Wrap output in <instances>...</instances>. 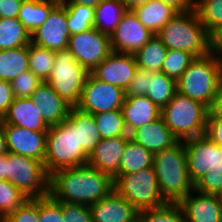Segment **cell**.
I'll return each instance as SVG.
<instances>
[{"mask_svg":"<svg viewBox=\"0 0 222 222\" xmlns=\"http://www.w3.org/2000/svg\"><path fill=\"white\" fill-rule=\"evenodd\" d=\"M113 190L114 179L87 164L60 169L49 175V195L63 203L90 206Z\"/></svg>","mask_w":222,"mask_h":222,"instance_id":"1","label":"cell"},{"mask_svg":"<svg viewBox=\"0 0 222 222\" xmlns=\"http://www.w3.org/2000/svg\"><path fill=\"white\" fill-rule=\"evenodd\" d=\"M153 169L160 194L167 203H178L194 190L188 168L184 141L154 153Z\"/></svg>","mask_w":222,"mask_h":222,"instance_id":"2","label":"cell"},{"mask_svg":"<svg viewBox=\"0 0 222 222\" xmlns=\"http://www.w3.org/2000/svg\"><path fill=\"white\" fill-rule=\"evenodd\" d=\"M156 36L167 49L184 50L196 58L210 54L208 31L195 9L178 12Z\"/></svg>","mask_w":222,"mask_h":222,"instance_id":"3","label":"cell"},{"mask_svg":"<svg viewBox=\"0 0 222 222\" xmlns=\"http://www.w3.org/2000/svg\"><path fill=\"white\" fill-rule=\"evenodd\" d=\"M176 81L177 92L210 108L222 86V60L210 54L196 58Z\"/></svg>","mask_w":222,"mask_h":222,"instance_id":"4","label":"cell"},{"mask_svg":"<svg viewBox=\"0 0 222 222\" xmlns=\"http://www.w3.org/2000/svg\"><path fill=\"white\" fill-rule=\"evenodd\" d=\"M88 154L78 144L77 129L68 119L47 131L44 167L48 175L64 168L83 166Z\"/></svg>","mask_w":222,"mask_h":222,"instance_id":"5","label":"cell"},{"mask_svg":"<svg viewBox=\"0 0 222 222\" xmlns=\"http://www.w3.org/2000/svg\"><path fill=\"white\" fill-rule=\"evenodd\" d=\"M209 108L177 92L161 109V117L172 134L181 141L205 135Z\"/></svg>","mask_w":222,"mask_h":222,"instance_id":"6","label":"cell"},{"mask_svg":"<svg viewBox=\"0 0 222 222\" xmlns=\"http://www.w3.org/2000/svg\"><path fill=\"white\" fill-rule=\"evenodd\" d=\"M5 180L29 198L49 194V175L44 163L37 159L8 152L5 154Z\"/></svg>","mask_w":222,"mask_h":222,"instance_id":"7","label":"cell"},{"mask_svg":"<svg viewBox=\"0 0 222 222\" xmlns=\"http://www.w3.org/2000/svg\"><path fill=\"white\" fill-rule=\"evenodd\" d=\"M114 190L138 211L157 208L167 203L160 194L153 166L139 172L119 174L114 179Z\"/></svg>","mask_w":222,"mask_h":222,"instance_id":"8","label":"cell"},{"mask_svg":"<svg viewBox=\"0 0 222 222\" xmlns=\"http://www.w3.org/2000/svg\"><path fill=\"white\" fill-rule=\"evenodd\" d=\"M89 74L68 49H63L56 51L52 72L46 82L66 103L76 107Z\"/></svg>","mask_w":222,"mask_h":222,"instance_id":"9","label":"cell"},{"mask_svg":"<svg viewBox=\"0 0 222 222\" xmlns=\"http://www.w3.org/2000/svg\"><path fill=\"white\" fill-rule=\"evenodd\" d=\"M67 49L90 73L112 52L110 36L96 28L70 35Z\"/></svg>","mask_w":222,"mask_h":222,"instance_id":"10","label":"cell"},{"mask_svg":"<svg viewBox=\"0 0 222 222\" xmlns=\"http://www.w3.org/2000/svg\"><path fill=\"white\" fill-rule=\"evenodd\" d=\"M124 100L125 90L102 82L90 73L76 107L83 112L97 114L121 109Z\"/></svg>","mask_w":222,"mask_h":222,"instance_id":"11","label":"cell"},{"mask_svg":"<svg viewBox=\"0 0 222 222\" xmlns=\"http://www.w3.org/2000/svg\"><path fill=\"white\" fill-rule=\"evenodd\" d=\"M187 168L195 184L208 170L222 165V147L202 135L184 140Z\"/></svg>","mask_w":222,"mask_h":222,"instance_id":"12","label":"cell"},{"mask_svg":"<svg viewBox=\"0 0 222 222\" xmlns=\"http://www.w3.org/2000/svg\"><path fill=\"white\" fill-rule=\"evenodd\" d=\"M153 36L154 34L141 24L133 10H127L110 36L111 49L114 52L134 54Z\"/></svg>","mask_w":222,"mask_h":222,"instance_id":"13","label":"cell"},{"mask_svg":"<svg viewBox=\"0 0 222 222\" xmlns=\"http://www.w3.org/2000/svg\"><path fill=\"white\" fill-rule=\"evenodd\" d=\"M66 7L56 6L46 21L31 33V43L58 51L68 48L70 32Z\"/></svg>","mask_w":222,"mask_h":222,"instance_id":"14","label":"cell"},{"mask_svg":"<svg viewBox=\"0 0 222 222\" xmlns=\"http://www.w3.org/2000/svg\"><path fill=\"white\" fill-rule=\"evenodd\" d=\"M134 54L112 51L91 74L98 80L126 90L137 69Z\"/></svg>","mask_w":222,"mask_h":222,"instance_id":"15","label":"cell"},{"mask_svg":"<svg viewBox=\"0 0 222 222\" xmlns=\"http://www.w3.org/2000/svg\"><path fill=\"white\" fill-rule=\"evenodd\" d=\"M8 152L37 159L44 163L47 132L33 131L3 124Z\"/></svg>","mask_w":222,"mask_h":222,"instance_id":"16","label":"cell"},{"mask_svg":"<svg viewBox=\"0 0 222 222\" xmlns=\"http://www.w3.org/2000/svg\"><path fill=\"white\" fill-rule=\"evenodd\" d=\"M177 204L185 222H222V204L217 195L193 190Z\"/></svg>","mask_w":222,"mask_h":222,"instance_id":"17","label":"cell"},{"mask_svg":"<svg viewBox=\"0 0 222 222\" xmlns=\"http://www.w3.org/2000/svg\"><path fill=\"white\" fill-rule=\"evenodd\" d=\"M129 138V135H126L101 139L88 156L86 164L115 179L120 174V162Z\"/></svg>","mask_w":222,"mask_h":222,"instance_id":"18","label":"cell"},{"mask_svg":"<svg viewBox=\"0 0 222 222\" xmlns=\"http://www.w3.org/2000/svg\"><path fill=\"white\" fill-rule=\"evenodd\" d=\"M93 222H137L138 210L113 190L90 205Z\"/></svg>","mask_w":222,"mask_h":222,"instance_id":"19","label":"cell"},{"mask_svg":"<svg viewBox=\"0 0 222 222\" xmlns=\"http://www.w3.org/2000/svg\"><path fill=\"white\" fill-rule=\"evenodd\" d=\"M30 99L40 108L41 116L49 126L57 125L68 118L71 106L46 81L37 87Z\"/></svg>","mask_w":222,"mask_h":222,"instance_id":"20","label":"cell"},{"mask_svg":"<svg viewBox=\"0 0 222 222\" xmlns=\"http://www.w3.org/2000/svg\"><path fill=\"white\" fill-rule=\"evenodd\" d=\"M121 110L128 134L161 116V109L146 95L125 97Z\"/></svg>","mask_w":222,"mask_h":222,"instance_id":"21","label":"cell"},{"mask_svg":"<svg viewBox=\"0 0 222 222\" xmlns=\"http://www.w3.org/2000/svg\"><path fill=\"white\" fill-rule=\"evenodd\" d=\"M4 123L41 132H47L50 127L30 98H15L4 114Z\"/></svg>","mask_w":222,"mask_h":222,"instance_id":"22","label":"cell"},{"mask_svg":"<svg viewBox=\"0 0 222 222\" xmlns=\"http://www.w3.org/2000/svg\"><path fill=\"white\" fill-rule=\"evenodd\" d=\"M129 137L153 154L171 147L178 141L161 116L132 131Z\"/></svg>","mask_w":222,"mask_h":222,"instance_id":"23","label":"cell"},{"mask_svg":"<svg viewBox=\"0 0 222 222\" xmlns=\"http://www.w3.org/2000/svg\"><path fill=\"white\" fill-rule=\"evenodd\" d=\"M133 12L138 16L141 24L154 35L178 14L176 9L160 0H149L143 5L137 6Z\"/></svg>","mask_w":222,"mask_h":222,"instance_id":"24","label":"cell"},{"mask_svg":"<svg viewBox=\"0 0 222 222\" xmlns=\"http://www.w3.org/2000/svg\"><path fill=\"white\" fill-rule=\"evenodd\" d=\"M68 119L74 124V129H77L78 144L90 155L101 141L94 115L83 112L77 107H71Z\"/></svg>","mask_w":222,"mask_h":222,"instance_id":"25","label":"cell"},{"mask_svg":"<svg viewBox=\"0 0 222 222\" xmlns=\"http://www.w3.org/2000/svg\"><path fill=\"white\" fill-rule=\"evenodd\" d=\"M126 11L121 0H102L95 7L94 28L103 34L111 36Z\"/></svg>","mask_w":222,"mask_h":222,"instance_id":"26","label":"cell"},{"mask_svg":"<svg viewBox=\"0 0 222 222\" xmlns=\"http://www.w3.org/2000/svg\"><path fill=\"white\" fill-rule=\"evenodd\" d=\"M29 70L28 45L0 50V80L11 81Z\"/></svg>","mask_w":222,"mask_h":222,"instance_id":"27","label":"cell"},{"mask_svg":"<svg viewBox=\"0 0 222 222\" xmlns=\"http://www.w3.org/2000/svg\"><path fill=\"white\" fill-rule=\"evenodd\" d=\"M55 7L47 0H23L17 19L31 34L46 21Z\"/></svg>","mask_w":222,"mask_h":222,"instance_id":"28","label":"cell"},{"mask_svg":"<svg viewBox=\"0 0 222 222\" xmlns=\"http://www.w3.org/2000/svg\"><path fill=\"white\" fill-rule=\"evenodd\" d=\"M153 158V153L129 138L120 162V174L139 172L152 167Z\"/></svg>","mask_w":222,"mask_h":222,"instance_id":"29","label":"cell"},{"mask_svg":"<svg viewBox=\"0 0 222 222\" xmlns=\"http://www.w3.org/2000/svg\"><path fill=\"white\" fill-rule=\"evenodd\" d=\"M167 47L154 35L142 48L134 53L138 67L151 72H160L167 54Z\"/></svg>","mask_w":222,"mask_h":222,"instance_id":"30","label":"cell"},{"mask_svg":"<svg viewBox=\"0 0 222 222\" xmlns=\"http://www.w3.org/2000/svg\"><path fill=\"white\" fill-rule=\"evenodd\" d=\"M31 34L17 18L0 17V50L27 46Z\"/></svg>","mask_w":222,"mask_h":222,"instance_id":"31","label":"cell"},{"mask_svg":"<svg viewBox=\"0 0 222 222\" xmlns=\"http://www.w3.org/2000/svg\"><path fill=\"white\" fill-rule=\"evenodd\" d=\"M177 93V81L163 72H152L146 96L160 109L165 107Z\"/></svg>","mask_w":222,"mask_h":222,"instance_id":"32","label":"cell"},{"mask_svg":"<svg viewBox=\"0 0 222 222\" xmlns=\"http://www.w3.org/2000/svg\"><path fill=\"white\" fill-rule=\"evenodd\" d=\"M29 70L42 81L49 78L56 58V51L30 43L28 45Z\"/></svg>","mask_w":222,"mask_h":222,"instance_id":"33","label":"cell"},{"mask_svg":"<svg viewBox=\"0 0 222 222\" xmlns=\"http://www.w3.org/2000/svg\"><path fill=\"white\" fill-rule=\"evenodd\" d=\"M93 115L101 139L129 135L124 124V118L121 109L106 111Z\"/></svg>","mask_w":222,"mask_h":222,"instance_id":"34","label":"cell"},{"mask_svg":"<svg viewBox=\"0 0 222 222\" xmlns=\"http://www.w3.org/2000/svg\"><path fill=\"white\" fill-rule=\"evenodd\" d=\"M67 24L71 35L94 28L95 8L71 3L66 5Z\"/></svg>","mask_w":222,"mask_h":222,"instance_id":"35","label":"cell"},{"mask_svg":"<svg viewBox=\"0 0 222 222\" xmlns=\"http://www.w3.org/2000/svg\"><path fill=\"white\" fill-rule=\"evenodd\" d=\"M137 222H185V219L177 203H166L157 208L139 211Z\"/></svg>","mask_w":222,"mask_h":222,"instance_id":"36","label":"cell"},{"mask_svg":"<svg viewBox=\"0 0 222 222\" xmlns=\"http://www.w3.org/2000/svg\"><path fill=\"white\" fill-rule=\"evenodd\" d=\"M195 59L196 57L190 52L168 49L161 72L177 80Z\"/></svg>","mask_w":222,"mask_h":222,"instance_id":"37","label":"cell"},{"mask_svg":"<svg viewBox=\"0 0 222 222\" xmlns=\"http://www.w3.org/2000/svg\"><path fill=\"white\" fill-rule=\"evenodd\" d=\"M29 197L7 180H0V218H5L18 207H21Z\"/></svg>","mask_w":222,"mask_h":222,"instance_id":"38","label":"cell"},{"mask_svg":"<svg viewBox=\"0 0 222 222\" xmlns=\"http://www.w3.org/2000/svg\"><path fill=\"white\" fill-rule=\"evenodd\" d=\"M195 10L208 32L222 23V0H195Z\"/></svg>","mask_w":222,"mask_h":222,"instance_id":"39","label":"cell"},{"mask_svg":"<svg viewBox=\"0 0 222 222\" xmlns=\"http://www.w3.org/2000/svg\"><path fill=\"white\" fill-rule=\"evenodd\" d=\"M15 98H30L42 81L31 70H27L11 81Z\"/></svg>","mask_w":222,"mask_h":222,"instance_id":"40","label":"cell"},{"mask_svg":"<svg viewBox=\"0 0 222 222\" xmlns=\"http://www.w3.org/2000/svg\"><path fill=\"white\" fill-rule=\"evenodd\" d=\"M221 189L222 165L212 167L194 184V190L205 194L217 195Z\"/></svg>","mask_w":222,"mask_h":222,"instance_id":"41","label":"cell"},{"mask_svg":"<svg viewBox=\"0 0 222 222\" xmlns=\"http://www.w3.org/2000/svg\"><path fill=\"white\" fill-rule=\"evenodd\" d=\"M39 222H65L62 213V202L53 199L49 194L39 197Z\"/></svg>","mask_w":222,"mask_h":222,"instance_id":"42","label":"cell"},{"mask_svg":"<svg viewBox=\"0 0 222 222\" xmlns=\"http://www.w3.org/2000/svg\"><path fill=\"white\" fill-rule=\"evenodd\" d=\"M4 219L6 222H39V197L28 198L21 207L8 214Z\"/></svg>","mask_w":222,"mask_h":222,"instance_id":"43","label":"cell"},{"mask_svg":"<svg viewBox=\"0 0 222 222\" xmlns=\"http://www.w3.org/2000/svg\"><path fill=\"white\" fill-rule=\"evenodd\" d=\"M151 76V71L137 67L133 79L125 90V97L146 95L149 89V79Z\"/></svg>","mask_w":222,"mask_h":222,"instance_id":"44","label":"cell"},{"mask_svg":"<svg viewBox=\"0 0 222 222\" xmlns=\"http://www.w3.org/2000/svg\"><path fill=\"white\" fill-rule=\"evenodd\" d=\"M62 213L65 222H93L89 205L62 202Z\"/></svg>","mask_w":222,"mask_h":222,"instance_id":"45","label":"cell"},{"mask_svg":"<svg viewBox=\"0 0 222 222\" xmlns=\"http://www.w3.org/2000/svg\"><path fill=\"white\" fill-rule=\"evenodd\" d=\"M205 136L222 147V119L216 118L215 116H208Z\"/></svg>","mask_w":222,"mask_h":222,"instance_id":"46","label":"cell"},{"mask_svg":"<svg viewBox=\"0 0 222 222\" xmlns=\"http://www.w3.org/2000/svg\"><path fill=\"white\" fill-rule=\"evenodd\" d=\"M209 53L222 60V23L208 32Z\"/></svg>","mask_w":222,"mask_h":222,"instance_id":"47","label":"cell"},{"mask_svg":"<svg viewBox=\"0 0 222 222\" xmlns=\"http://www.w3.org/2000/svg\"><path fill=\"white\" fill-rule=\"evenodd\" d=\"M14 99L11 82L0 80V112L3 115L8 111Z\"/></svg>","mask_w":222,"mask_h":222,"instance_id":"48","label":"cell"},{"mask_svg":"<svg viewBox=\"0 0 222 222\" xmlns=\"http://www.w3.org/2000/svg\"><path fill=\"white\" fill-rule=\"evenodd\" d=\"M23 0H2L0 5L1 18H17Z\"/></svg>","mask_w":222,"mask_h":222,"instance_id":"49","label":"cell"},{"mask_svg":"<svg viewBox=\"0 0 222 222\" xmlns=\"http://www.w3.org/2000/svg\"><path fill=\"white\" fill-rule=\"evenodd\" d=\"M164 4L172 6L178 12H187L195 9V0H160Z\"/></svg>","mask_w":222,"mask_h":222,"instance_id":"50","label":"cell"},{"mask_svg":"<svg viewBox=\"0 0 222 222\" xmlns=\"http://www.w3.org/2000/svg\"><path fill=\"white\" fill-rule=\"evenodd\" d=\"M208 116H215L222 119V86L216 94L211 107L209 108Z\"/></svg>","mask_w":222,"mask_h":222,"instance_id":"51","label":"cell"},{"mask_svg":"<svg viewBox=\"0 0 222 222\" xmlns=\"http://www.w3.org/2000/svg\"><path fill=\"white\" fill-rule=\"evenodd\" d=\"M126 10H134L137 6L143 5L149 0H121Z\"/></svg>","mask_w":222,"mask_h":222,"instance_id":"52","label":"cell"},{"mask_svg":"<svg viewBox=\"0 0 222 222\" xmlns=\"http://www.w3.org/2000/svg\"><path fill=\"white\" fill-rule=\"evenodd\" d=\"M8 153L6 137L3 128L0 129V155Z\"/></svg>","mask_w":222,"mask_h":222,"instance_id":"53","label":"cell"},{"mask_svg":"<svg viewBox=\"0 0 222 222\" xmlns=\"http://www.w3.org/2000/svg\"><path fill=\"white\" fill-rule=\"evenodd\" d=\"M102 0H73L72 3L96 7Z\"/></svg>","mask_w":222,"mask_h":222,"instance_id":"54","label":"cell"},{"mask_svg":"<svg viewBox=\"0 0 222 222\" xmlns=\"http://www.w3.org/2000/svg\"><path fill=\"white\" fill-rule=\"evenodd\" d=\"M0 180H5V154L0 155Z\"/></svg>","mask_w":222,"mask_h":222,"instance_id":"55","label":"cell"},{"mask_svg":"<svg viewBox=\"0 0 222 222\" xmlns=\"http://www.w3.org/2000/svg\"><path fill=\"white\" fill-rule=\"evenodd\" d=\"M51 3H53L55 6H66L72 3L73 0H47Z\"/></svg>","mask_w":222,"mask_h":222,"instance_id":"56","label":"cell"},{"mask_svg":"<svg viewBox=\"0 0 222 222\" xmlns=\"http://www.w3.org/2000/svg\"><path fill=\"white\" fill-rule=\"evenodd\" d=\"M3 124H4V115L0 112V129L3 128Z\"/></svg>","mask_w":222,"mask_h":222,"instance_id":"57","label":"cell"},{"mask_svg":"<svg viewBox=\"0 0 222 222\" xmlns=\"http://www.w3.org/2000/svg\"><path fill=\"white\" fill-rule=\"evenodd\" d=\"M218 199L220 200L221 204H222V189L219 191V193L217 194Z\"/></svg>","mask_w":222,"mask_h":222,"instance_id":"58","label":"cell"},{"mask_svg":"<svg viewBox=\"0 0 222 222\" xmlns=\"http://www.w3.org/2000/svg\"><path fill=\"white\" fill-rule=\"evenodd\" d=\"M0 222H6L4 218H0Z\"/></svg>","mask_w":222,"mask_h":222,"instance_id":"59","label":"cell"}]
</instances>
